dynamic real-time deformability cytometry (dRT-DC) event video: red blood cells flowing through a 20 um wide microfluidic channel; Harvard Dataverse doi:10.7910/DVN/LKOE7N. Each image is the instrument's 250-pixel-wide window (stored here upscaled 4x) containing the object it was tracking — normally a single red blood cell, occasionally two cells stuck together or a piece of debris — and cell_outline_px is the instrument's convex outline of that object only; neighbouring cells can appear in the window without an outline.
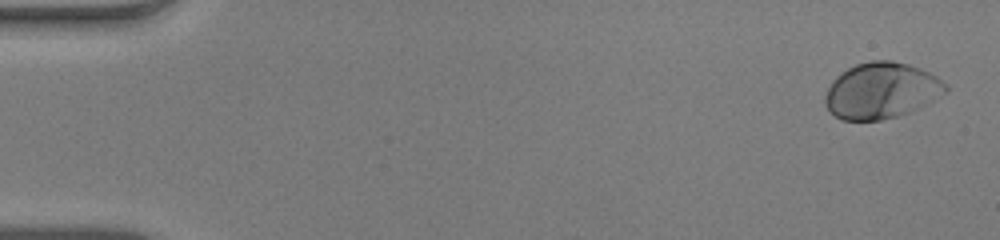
{"species": "human", "species_latin": "Homo sapiens", "temperature_condition": "warm", "stored_images_in_passage": 53, "camera_frame_rate_fps": 3000, "um_per_image_px": 0.085, "donor": {"sex": "male"}, "frame": {"image": 1, "passage_image": 2, "time_ms": 0.333, "image_size_px": [1000, 240], "cell_outline_px": [[948, 92], [920, 108], [896, 116], [880, 120], [840, 120], [824, 104], [824, 96], [832, 80], [836, 76], [848, 68], [856, 64], [872, 60], [892, 60], [908, 64], [920, 68], [936, 76], [948, 84]], "centroid_in_image_um": [74.94, 7.7], "position_along_channel_um": 10.1, "area_um2": 39.54}}
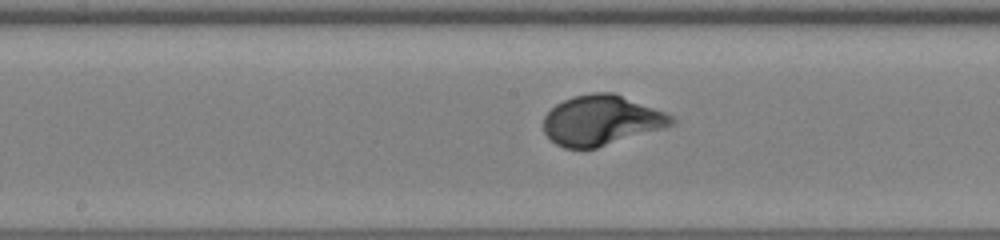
{"frame": {"image": 2, "passage_image": 28, "time_ms": 9.0, "image_size_px": [1000, 240], "cell_outline_px": [[676, 124], [664, 128], [596, 148], [564, 148], [556, 144], [544, 132], [544, 116], [556, 104], [572, 96], [592, 92], [612, 92], [676, 116]], "centroid_in_image_um": [51.14, 10.22], "position_along_channel_um": 197.1, "area_um2": 37.28}}
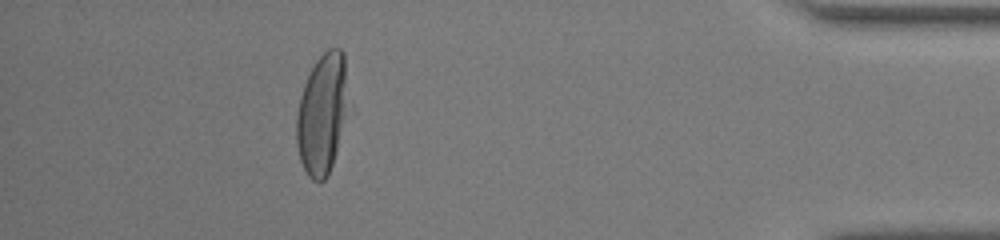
{"frame": {"image": 3, "passage_image": 48, "time_ms": 15.667, "image_size_px": [1000, 240], "cell_outline_px": [[344, 116], [336, 152], [328, 176], [324, 180], [312, 180], [308, 176], [300, 160], [296, 144], [296, 116], [300, 96], [308, 72], [316, 60], [328, 48], [340, 48], [344, 52]], "centroid_in_image_um": [27.3, 9.69], "position_along_channel_um": 407.9, "area_um2": 35.2}}